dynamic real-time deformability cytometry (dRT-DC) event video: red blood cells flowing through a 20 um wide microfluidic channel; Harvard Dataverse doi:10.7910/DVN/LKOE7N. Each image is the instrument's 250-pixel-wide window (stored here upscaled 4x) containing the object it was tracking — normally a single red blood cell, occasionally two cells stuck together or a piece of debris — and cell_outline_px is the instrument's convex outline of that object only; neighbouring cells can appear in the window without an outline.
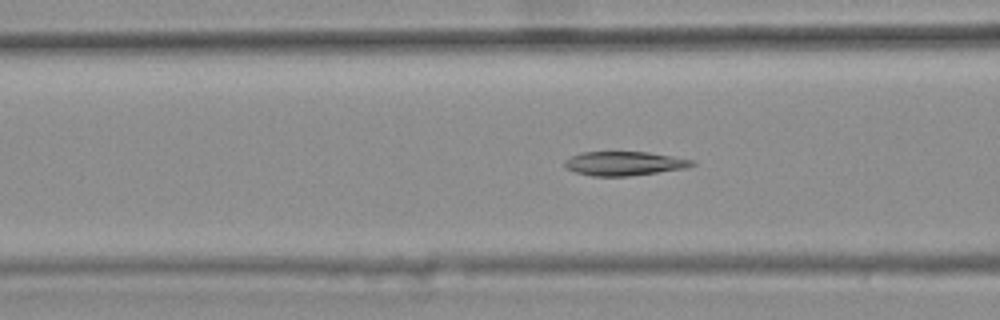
{"species": "common noctule bat (a hibernating species)", "species_latin": "Nyctalus noctula", "temperature_condition": "warm", "stored_images_in_passage": 35, "camera_frame_rate_fps": 3000, "um_per_image_px": 0.085, "animal": {"sex": "female", "body_mass_g": 25.1}, "frame": {"image": 1, "passage_image": 9, "time_ms": 2.667, "image_size_px": [1000, 320], "cell_outline_px": [[696, 164], [684, 168], [628, 176], [592, 176], [576, 172], [568, 168], [564, 164], [564, 160], [580, 152], [648, 152], [672, 156], [692, 160]], "centroid_in_image_um": [53.03, 13.89], "position_along_channel_um": 113.6, "area_um2": 17.57}}
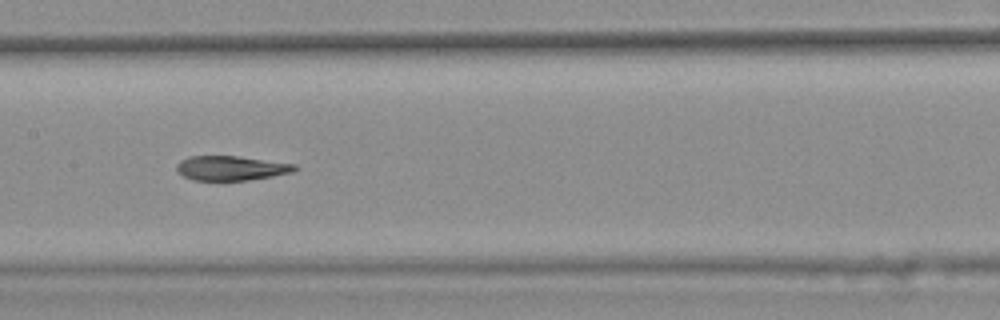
{"frame": {"image": 2, "passage_image": 15, "time_ms": 4.667, "image_size_px": [1000, 320], "cell_outline_px": [[300, 168], [292, 172], [272, 176], [248, 180], [192, 180], [184, 176], [176, 168], [176, 164], [180, 160], [188, 156], [240, 156], [296, 164]], "centroid_in_image_um": [19.66, 14.28], "position_along_channel_um": 187.7, "area_um2": 16.94}}
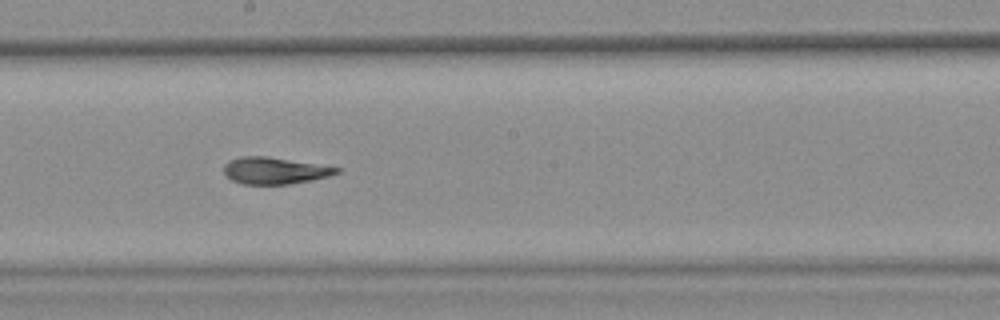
{"frame": {"image": 3, "passage_image": 18, "time_ms": 5.667, "image_size_px": [1000, 320], "cell_outline_px": [[340, 172], [328, 176], [312, 180], [288, 184], [244, 184], [232, 180], [224, 172], [224, 164], [228, 160], [240, 156], [268, 156], [340, 168]], "centroid_in_image_um": [23.32, 14.49], "position_along_channel_um": 224.9, "area_um2": 17.46}, "authors_computed_cell_mechanics": {"area_um2": 18.207, "velocity_mm_per_s": 3.7151, "shape_relaxation_time_tau1_ms": null, "shape_relaxation_time_tau2_ms": 3.3138, "deformation_change_tau1": null, "deformation_change_tau2": 0.0975}}